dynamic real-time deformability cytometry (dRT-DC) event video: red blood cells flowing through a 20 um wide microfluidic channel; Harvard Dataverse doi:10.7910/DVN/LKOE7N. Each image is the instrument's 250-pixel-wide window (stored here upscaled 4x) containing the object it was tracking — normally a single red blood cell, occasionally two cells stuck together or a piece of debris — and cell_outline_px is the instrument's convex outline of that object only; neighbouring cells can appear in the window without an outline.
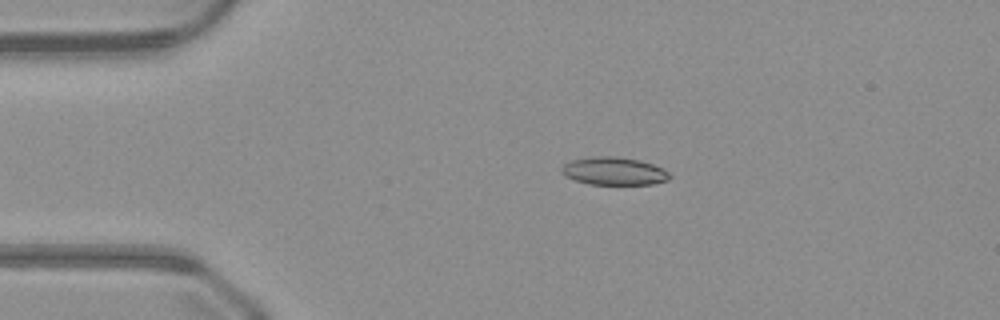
{"species": "common noctule bat (a hibernating species)", "species_latin": "Nyctalus noctula", "temperature_condition": "warm", "stored_images_in_passage": 11, "camera_frame_rate_fps": 3000, "um_per_image_px": 0.085, "animal": {"sex": "male", "body_mass_g": 23.1, "forearm_length_mm": 52.7}, "frame": {"image": 1, "passage_image": 1, "time_ms": 0.0, "image_size_px": [1000, 320], "cell_outline_px": [[672, 176], [668, 180], [652, 184], [588, 184], [564, 176], [560, 172], [560, 168], [564, 164], [572, 160], [588, 156], [616, 156], [640, 160], [664, 168]], "centroid_in_image_um": [52.17, 14.53], "position_along_channel_um": 32.8, "area_um2": 17.74}}
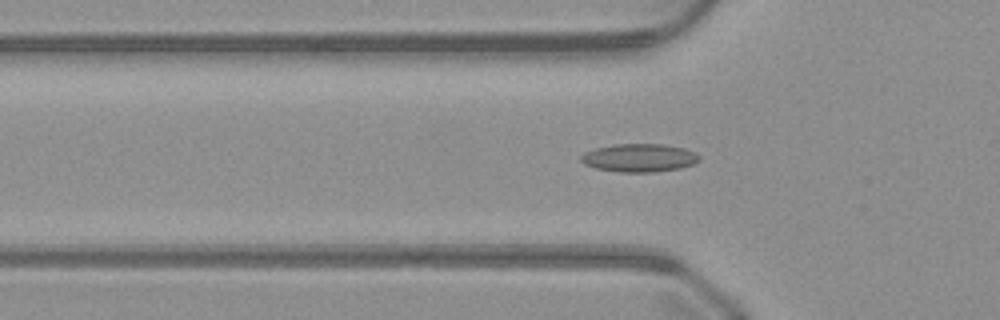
{"frame": {"image": 2, "passage_image": 7, "time_ms": 2.0, "image_size_px": [1000, 320], "cell_outline_px": [[700, 160], [696, 164], [680, 168], [656, 172], [620, 172], [596, 168], [584, 164], [580, 160], [580, 156], [584, 152], [596, 148], [612, 144], [664, 144], [684, 148], [696, 152], [700, 156]], "centroid_in_image_um": [54.37, 13.41], "position_along_channel_um": 71.4, "area_um2": 19.65}}
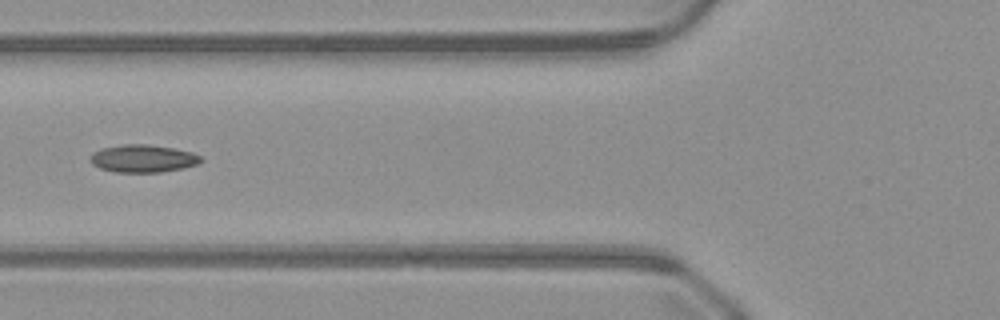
{"frame": {"image": 3, "passage_image": 10, "time_ms": 3.0, "image_size_px": [1000, 320], "cell_outline_px": [[204, 160], [200, 164], [184, 168], [160, 172], [116, 172], [100, 168], [92, 164], [88, 160], [88, 156], [92, 152], [100, 148], [124, 144], [148, 144], [172, 148], [192, 152], [200, 156]], "centroid_in_image_um": [12.13, 13.47], "position_along_channel_um": 113.7, "area_um2": 18.09}}